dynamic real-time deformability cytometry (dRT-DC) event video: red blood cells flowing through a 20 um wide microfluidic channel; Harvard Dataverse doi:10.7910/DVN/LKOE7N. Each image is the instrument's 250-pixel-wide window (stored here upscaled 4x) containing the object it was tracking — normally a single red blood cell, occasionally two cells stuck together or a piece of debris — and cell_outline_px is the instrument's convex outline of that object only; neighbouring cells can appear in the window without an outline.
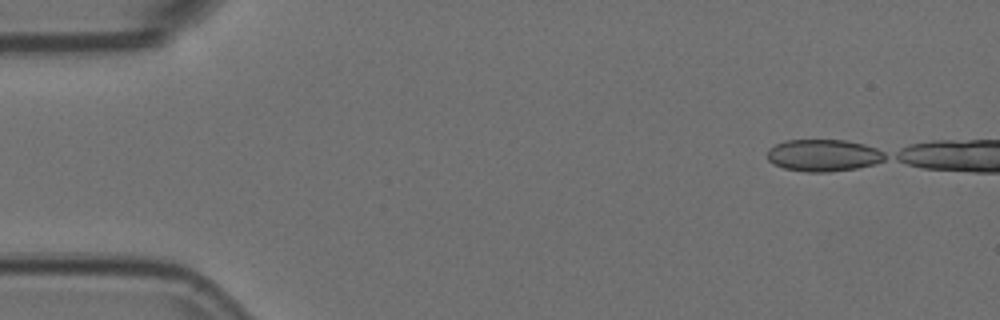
{"species": "Egyptian fruit bat (a non-hibernating species)", "species_latin": "Rousettus aegyptiacus", "temperature_condition": "room temperature", "stored_images_in_passage": 1, "camera_frame_rate_fps": 3000, "um_per_image_px": 0.085, "animal": {"sex": "female"}, "frame": {"image": 1, "passage_image": 1, "time_ms": 0.0, "image_size_px": [1000, 320], "cell_outline_px": [[888, 156], [884, 160], [872, 164], [852, 168], [784, 168], [768, 160], [768, 152], [776, 144], [792, 140], [840, 140], [860, 144], [872, 148]], "centroid_in_image_um": [69.98, 13.13], "position_along_channel_um": 15.0, "area_um2": 19.83}}